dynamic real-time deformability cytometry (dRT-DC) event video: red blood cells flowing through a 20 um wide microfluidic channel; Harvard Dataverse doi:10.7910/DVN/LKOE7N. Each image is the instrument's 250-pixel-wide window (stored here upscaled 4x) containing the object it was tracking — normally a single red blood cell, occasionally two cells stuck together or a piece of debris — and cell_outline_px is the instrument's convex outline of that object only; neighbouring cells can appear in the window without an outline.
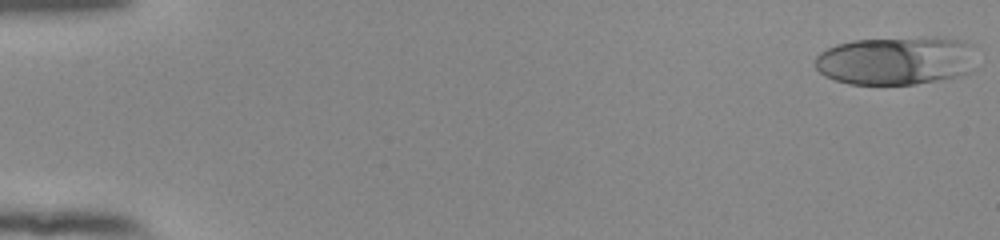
{"species": "human", "species_latin": "Homo sapiens", "temperature_condition": "room temperature", "stored_images_in_passage": 53, "camera_frame_rate_fps": 3000, "um_per_image_px": 0.085, "donor": {"sex": "female"}, "frame": {"image": 1, "passage_image": 1, "time_ms": 0.0, "image_size_px": [1000, 240], "cell_outline_px": [[976, 44], [972, 72], [964, 76], [916, 84], [848, 84], [824, 76], [816, 68], [816, 56], [820, 52], [836, 44], [852, 40], [924, 36], [940, 36], [964, 40]], "centroid_in_image_um": [76.27, 5.13], "position_along_channel_um": 8.7, "area_um2": 46.88}}
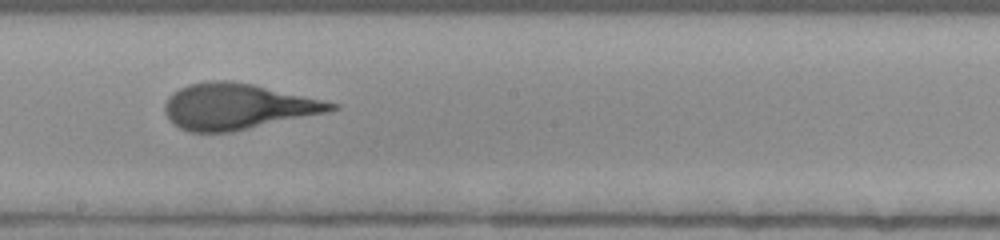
{"frame": {"image": 2, "passage_image": 31, "time_ms": 10.0, "image_size_px": [1000, 240], "cell_outline_px": [[340, 108], [328, 112], [232, 132], [188, 132], [172, 124], [168, 120], [164, 112], [164, 104], [168, 96], [172, 92], [188, 84], [208, 80], [232, 80], [252, 84], [340, 104]], "centroid_in_image_um": [20.13, 9.05], "position_along_channel_um": 228.1, "area_um2": 44.68}}
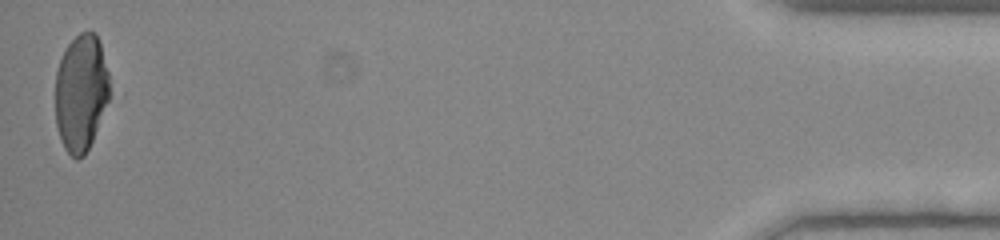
{"frame": {"image": 3, "passage_image": 53, "time_ms": 17.333, "image_size_px": [1000, 240], "cell_outline_px": [[116, 92], [84, 156], [76, 160], [64, 148], [60, 140], [56, 124], [56, 72], [60, 60], [68, 44], [80, 32], [96, 32]], "centroid_in_image_um": [6.97, 7.9], "position_along_channel_um": 428.2, "area_um2": 38.26}, "authors_computed_cell_mechanics": {"area_um2": 43.7546, "velocity_mm_per_s": 3.8697, "shape_relaxation_time_tau1_ms": 4.1893, "shape_relaxation_time_tau2_ms": 0.7604, "deformation_change_tau1": 0.202, "deformation_change_tau2": 0.0816}}